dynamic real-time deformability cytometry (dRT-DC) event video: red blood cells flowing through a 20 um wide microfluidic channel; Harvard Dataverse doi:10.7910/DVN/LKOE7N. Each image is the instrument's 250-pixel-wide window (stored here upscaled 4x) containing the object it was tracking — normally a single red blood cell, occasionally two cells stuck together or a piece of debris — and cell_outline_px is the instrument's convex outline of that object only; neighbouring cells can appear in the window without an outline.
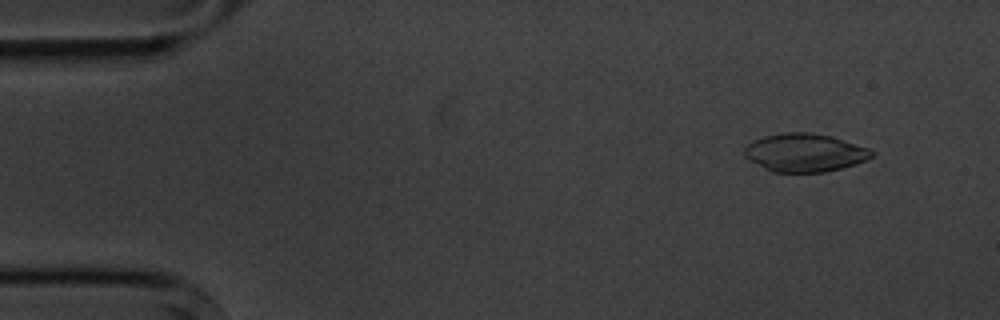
{"species": "common noctule bat (a hibernating species)", "species_latin": "Nyctalus noctula", "temperature_condition": "cold", "stored_images_in_passage": 5, "camera_frame_rate_fps": 3000, "um_per_image_px": 0.085, "animal": {"sex": "male", "body_mass_g": 20.1, "forearm_length_mm": 53.5}, "frame": {"image": 1, "passage_image": 2, "time_ms": 1.0, "image_size_px": [1000, 320], "cell_outline_px": [[876, 152], [872, 156], [856, 164], [824, 172], [772, 172], [748, 160], [744, 156], [744, 148], [752, 140], [764, 136], [784, 132], [808, 132], [832, 136], [868, 148]], "centroid_in_image_um": [68.37, 12.97], "position_along_channel_um": 16.6, "area_um2": 28.38}}